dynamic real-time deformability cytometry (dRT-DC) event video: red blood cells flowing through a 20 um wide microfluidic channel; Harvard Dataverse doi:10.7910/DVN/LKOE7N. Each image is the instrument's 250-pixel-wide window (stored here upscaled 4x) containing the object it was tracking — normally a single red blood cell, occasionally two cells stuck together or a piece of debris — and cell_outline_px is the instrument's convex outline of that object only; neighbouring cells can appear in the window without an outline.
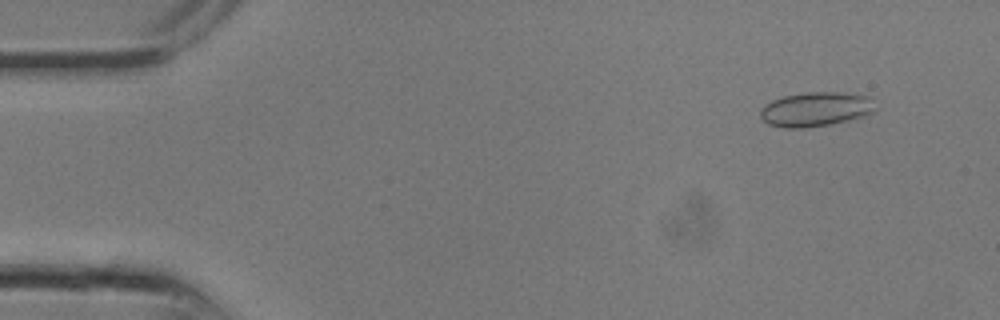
{"species": "common noctule bat (a hibernating species)", "species_latin": "Nyctalus noctula", "temperature_condition": "room temperature", "stored_images_in_passage": 8, "camera_frame_rate_fps": 3000, "um_per_image_px": 0.085, "animal": {"sex": "male", "body_mass_g": 13.3}, "frame": {"image": 1, "passage_image": 3, "time_ms": 0.667, "image_size_px": [1000, 320], "cell_outline_px": [[876, 108], [872, 112], [864, 116], [832, 124], [804, 128], [784, 128], [768, 124], [760, 116], [760, 108], [764, 104], [772, 100], [784, 96], [804, 92], [840, 92], [868, 96]], "centroid_in_image_um": [69.3, 9.29], "position_along_channel_um": 15.7, "area_um2": 23.12}}